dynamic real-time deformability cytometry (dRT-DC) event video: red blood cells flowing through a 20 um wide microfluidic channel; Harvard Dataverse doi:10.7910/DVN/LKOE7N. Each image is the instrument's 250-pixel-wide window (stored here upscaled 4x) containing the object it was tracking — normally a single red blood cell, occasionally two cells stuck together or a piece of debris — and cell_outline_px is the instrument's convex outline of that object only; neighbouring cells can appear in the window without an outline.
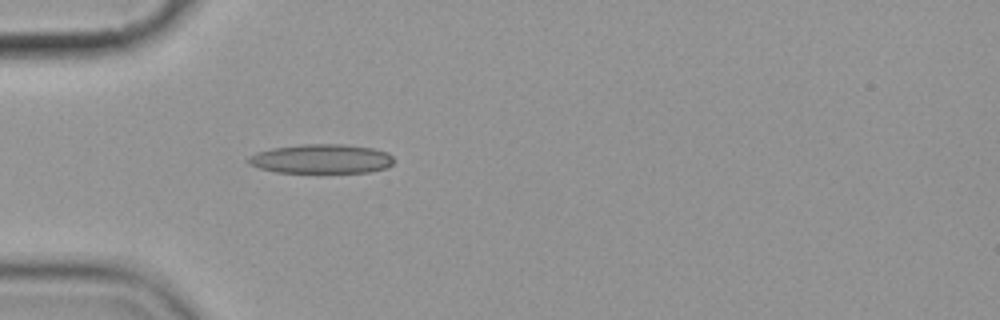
{"species": "common noctule bat (a hibernating species)", "species_latin": "Nyctalus noctula", "temperature_condition": "cold", "stored_images_in_passage": 5, "camera_frame_rate_fps": 3000, "um_per_image_px": 0.085, "animal": {"sex": "female", "body_mass_g": 19.9}, "frame": {"image": 1, "passage_image": 5, "time_ms": 5.333, "image_size_px": [1000, 320], "cell_outline_px": [[392, 164], [388, 168], [368, 172], [276, 172], [260, 168], [248, 164], [244, 160], [248, 156], [256, 152], [272, 148], [300, 144], [344, 144], [372, 148], [388, 152], [392, 156]], "centroid_in_image_um": [27.28, 13.5], "position_along_channel_um": 57.7, "area_um2": 24.97}}